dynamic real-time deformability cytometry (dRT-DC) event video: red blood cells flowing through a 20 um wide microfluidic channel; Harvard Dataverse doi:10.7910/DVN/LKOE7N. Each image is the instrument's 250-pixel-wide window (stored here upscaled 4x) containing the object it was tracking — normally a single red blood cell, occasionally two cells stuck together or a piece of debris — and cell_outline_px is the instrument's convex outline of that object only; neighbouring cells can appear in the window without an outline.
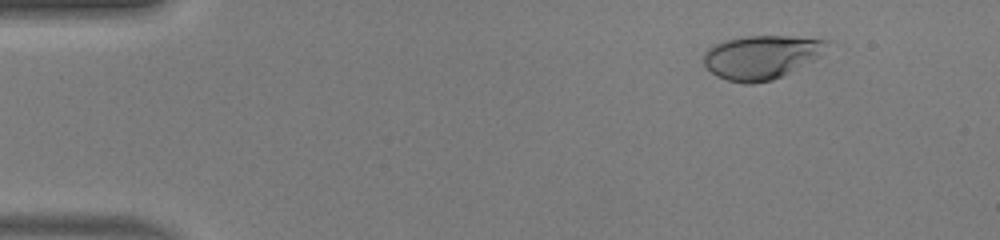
{"species": "human", "species_latin": "Homo sapiens", "temperature_condition": "warm", "stored_images_in_passage": 49, "camera_frame_rate_fps": 3000, "um_per_image_px": 0.085, "donor": {"sex": "male"}, "frame": {"image": 1, "passage_image": 6, "time_ms": 1.667, "image_size_px": [1000, 240], "cell_outline_px": [[828, 40], [820, 56], [784, 76], [772, 80], [752, 84], [744, 84], [728, 80], [716, 76], [704, 64], [704, 52], [708, 48], [724, 40], [748, 36], [788, 36]], "centroid_in_image_um": [64.68, 4.87], "position_along_channel_um": 20.3, "area_um2": 31.21}}
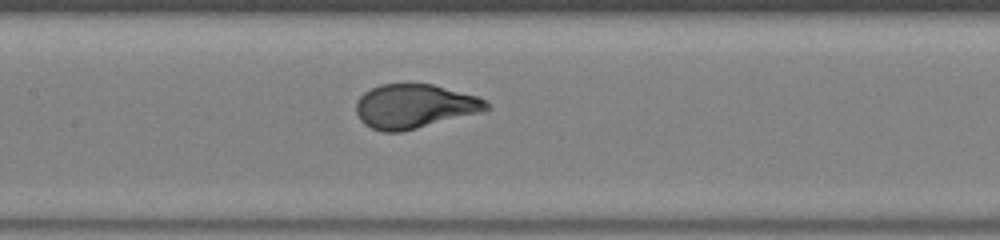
{"frame": {"image": 2, "passage_image": 24, "time_ms": 7.667, "image_size_px": [1000, 240], "cell_outline_px": [[492, 108], [484, 112], [400, 132], [380, 132], [364, 124], [360, 120], [356, 112], [356, 100], [364, 92], [380, 84], [432, 84], [480, 96]], "centroid_in_image_um": [35.25, 9.04], "position_along_channel_um": 172.1, "area_um2": 33.81}}
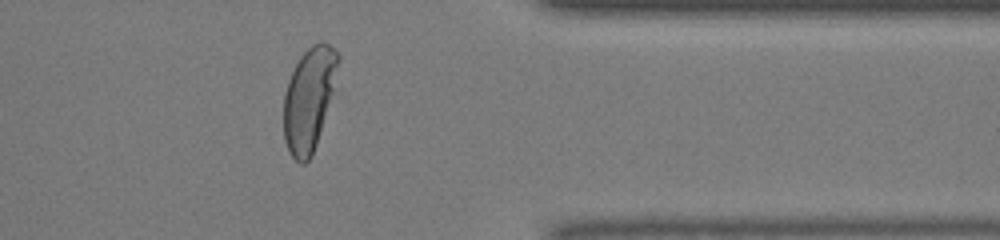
{"frame": {"image": 3, "passage_image": 40, "time_ms": 13.0, "image_size_px": [1000, 240], "cell_outline_px": [[340, 92], [312, 156], [304, 164], [300, 164], [292, 156], [284, 140], [284, 92], [288, 80], [300, 56], [312, 44], [320, 40], [328, 44], [340, 56]], "centroid_in_image_um": [26.4, 8.42], "position_along_channel_um": 385.0, "area_um2": 34.97}, "authors_computed_cell_mechanics": {"area_um2": 33.9286, "velocity_mm_per_s": 4.2308, "shape_relaxation_time_tau1_ms": 3.2768, "shape_relaxation_time_tau2_ms": null, "deformation_change_tau1": 0.2279, "deformation_change_tau2": null}}